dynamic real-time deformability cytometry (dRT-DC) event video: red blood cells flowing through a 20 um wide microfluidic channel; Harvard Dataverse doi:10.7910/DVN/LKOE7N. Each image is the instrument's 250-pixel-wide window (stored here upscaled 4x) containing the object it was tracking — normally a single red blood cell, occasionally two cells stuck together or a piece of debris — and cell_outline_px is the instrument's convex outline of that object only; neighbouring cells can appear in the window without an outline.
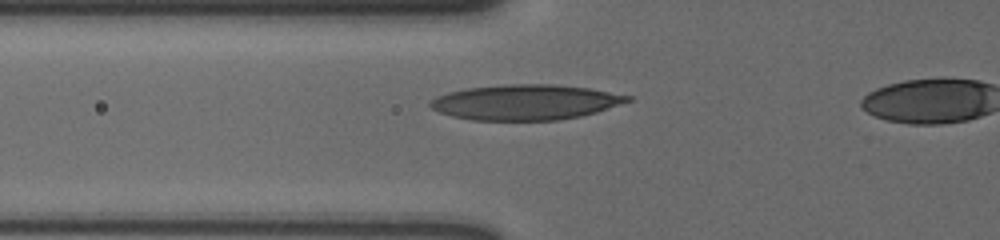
{"species": "human", "species_latin": "Homo sapiens", "temperature_condition": "cold", "stored_images_in_passage": 48, "camera_frame_rate_fps": 3000, "um_per_image_px": 0.085, "donor": {"sex": "male"}, "frame": {"image": 1, "passage_image": 18, "time_ms": 5.667, "image_size_px": [1000, 240], "cell_outline_px": [[632, 100], [596, 112], [580, 116], [556, 120], [472, 120], [452, 116], [440, 112], [432, 108], [428, 104], [428, 100], [436, 96], [448, 92], [468, 88], [504, 84], [552, 84], [588, 88], [632, 96]], "centroid_in_image_um": [44.63, 8.68], "position_along_channel_um": 81.2, "area_um2": 40.46}}
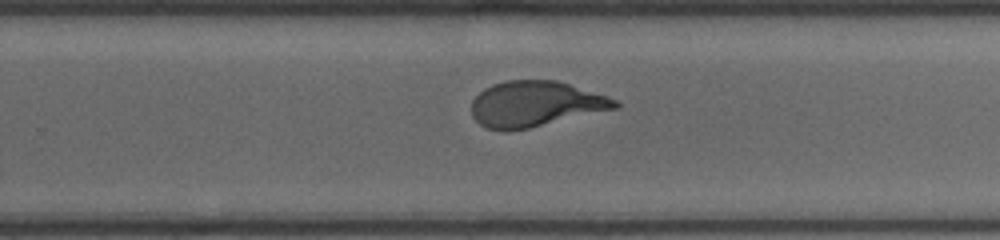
{"frame": {"image": 2, "passage_image": 35, "time_ms": 11.333, "image_size_px": [1000, 240], "cell_outline_px": [[620, 108], [528, 128], [488, 128], [480, 124], [472, 116], [472, 100], [484, 88], [492, 84], [504, 80], [556, 80], [608, 96], [616, 100], [620, 104]], "centroid_in_image_um": [45.54, 8.8], "position_along_channel_um": 284.3, "area_um2": 37.69}}
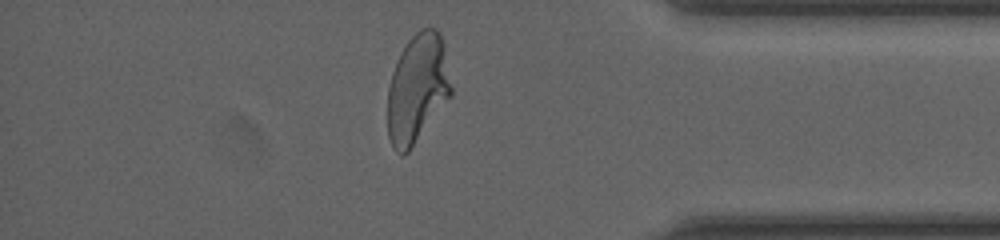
{"frame": {"image": 3, "passage_image": 46, "time_ms": 15.0, "image_size_px": [1000, 240], "cell_outline_px": [[452, 96], [408, 152], [404, 156], [400, 156], [392, 148], [388, 136], [388, 88], [392, 72], [396, 60], [400, 52], [408, 40], [420, 28], [436, 28], [440, 32], [444, 44], [452, 88]], "centroid_in_image_um": [35.48, 7.53], "position_along_channel_um": 399.7, "area_um2": 40.81}}